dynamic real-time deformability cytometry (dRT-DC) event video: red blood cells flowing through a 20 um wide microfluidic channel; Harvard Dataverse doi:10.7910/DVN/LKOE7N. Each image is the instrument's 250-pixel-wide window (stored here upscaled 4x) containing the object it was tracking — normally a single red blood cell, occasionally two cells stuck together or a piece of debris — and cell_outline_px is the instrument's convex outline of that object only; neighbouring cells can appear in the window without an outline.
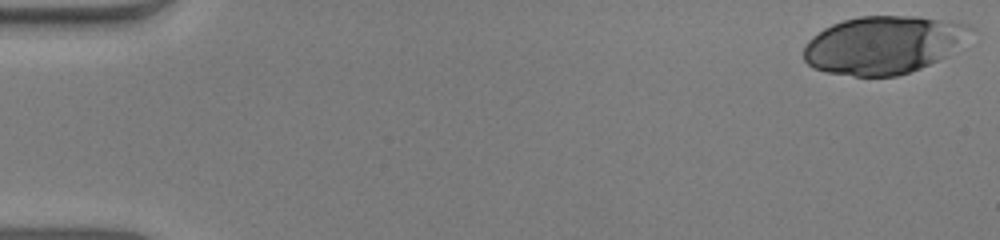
{"species": "human", "species_latin": "Homo sapiens", "temperature_condition": "warm", "stored_images_in_passage": 51, "camera_frame_rate_fps": 3000, "um_per_image_px": 0.085, "donor": {"sex": "male"}, "frame": {"image": 1, "passage_image": 1, "time_ms": 0.0, "image_size_px": [1000, 240], "cell_outline_px": [[972, 28], [948, 56], [920, 68], [896, 76], [856, 76], [828, 72], [812, 68], [804, 60], [804, 48], [808, 40], [812, 36], [824, 28], [832, 24], [844, 20], [860, 16], [920, 16], [952, 20], [968, 24]], "centroid_in_image_um": [75.06, 3.8], "position_along_channel_um": 9.9, "area_um2": 56.01}}
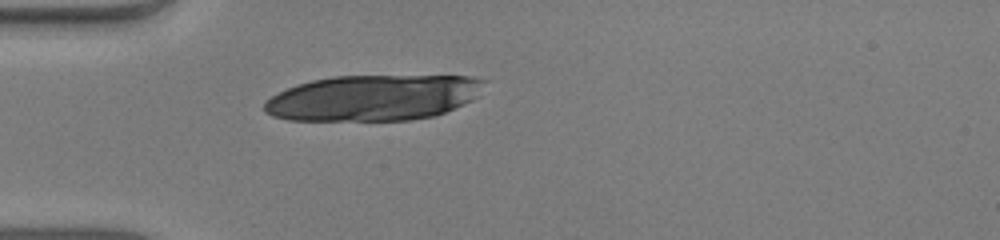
{"frame": {"image": 2, "passage_image": 15, "time_ms": 4.667, "image_size_px": [1000, 240], "cell_outline_px": [[488, 80], [472, 100], [436, 116], [412, 120], [288, 120], [272, 116], [264, 112], [264, 100], [296, 84], [312, 80], [332, 76], [472, 76]], "centroid_in_image_um": [31.71, 8.31], "position_along_channel_um": 53.3, "area_um2": 58.78}}